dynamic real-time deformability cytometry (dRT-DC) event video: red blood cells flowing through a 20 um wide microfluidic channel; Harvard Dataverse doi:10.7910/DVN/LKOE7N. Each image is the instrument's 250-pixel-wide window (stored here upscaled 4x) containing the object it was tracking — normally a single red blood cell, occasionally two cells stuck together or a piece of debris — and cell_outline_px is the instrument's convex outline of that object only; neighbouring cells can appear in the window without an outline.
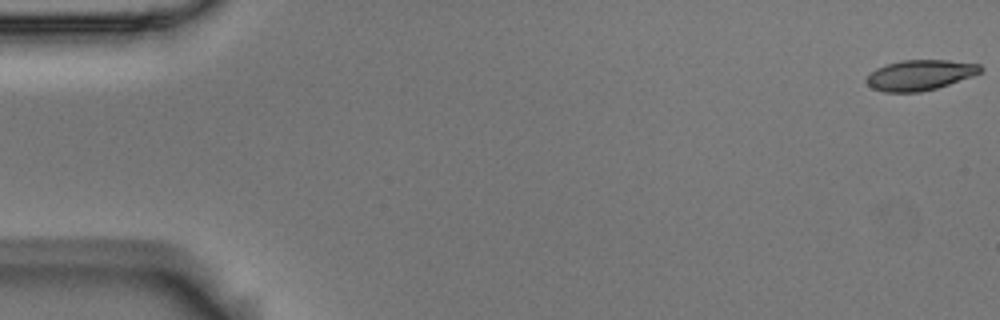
{"species": "Egyptian fruit bat (a non-hibernating species)", "species_latin": "Rousettus aegyptiacus", "temperature_condition": "room temperature", "stored_images_in_passage": 12, "camera_frame_rate_fps": 3000, "um_per_image_px": 0.085, "animal": {"sex": "male"}, "frame": {"image": 1, "passage_image": 1, "time_ms": 0.0, "image_size_px": [1000, 320], "cell_outline_px": [[984, 68], [980, 72], [972, 76], [936, 88], [920, 92], [884, 92], [872, 88], [864, 80], [876, 68], [884, 64], [900, 60], [948, 60], [980, 64]], "centroid_in_image_um": [78.17, 6.37], "position_along_channel_um": 6.8, "area_um2": 20.17}}